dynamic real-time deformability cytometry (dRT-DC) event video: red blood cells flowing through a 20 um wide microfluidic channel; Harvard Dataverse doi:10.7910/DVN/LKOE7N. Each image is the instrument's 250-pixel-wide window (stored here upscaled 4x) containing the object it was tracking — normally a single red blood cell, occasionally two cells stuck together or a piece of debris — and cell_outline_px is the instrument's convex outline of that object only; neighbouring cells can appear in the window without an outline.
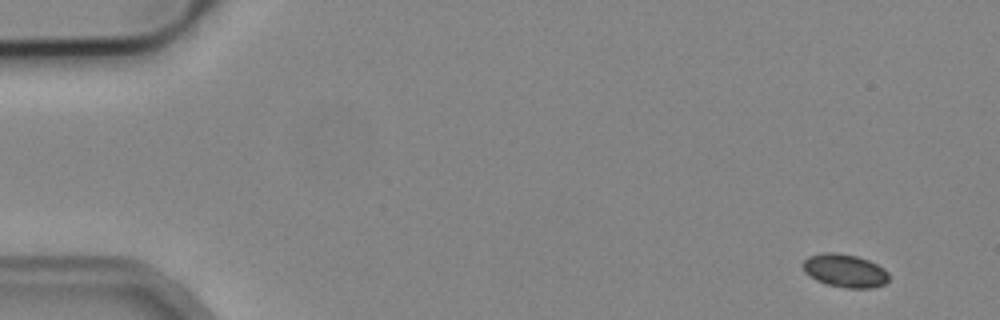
{"species": "common noctule bat (a hibernating species)", "species_latin": "Nyctalus noctula", "temperature_condition": "cold", "stored_images_in_passage": 9, "camera_frame_rate_fps": 3000, "um_per_image_px": 0.085, "animal": {"sex": "male", "body_mass_g": 19.2, "forearm_length_mm": 51.8}, "frame": {"image": 1, "passage_image": 1, "time_ms": 0.0, "image_size_px": [1000, 320], "cell_outline_px": [[888, 280], [884, 284], [872, 288], [844, 288], [828, 284], [816, 280], [804, 272], [804, 260], [808, 256], [820, 252], [836, 252], [856, 256], [868, 260], [884, 268], [888, 272]], "centroid_in_image_um": [71.81, 23.0], "position_along_channel_um": 13.2, "area_um2": 16.65}}
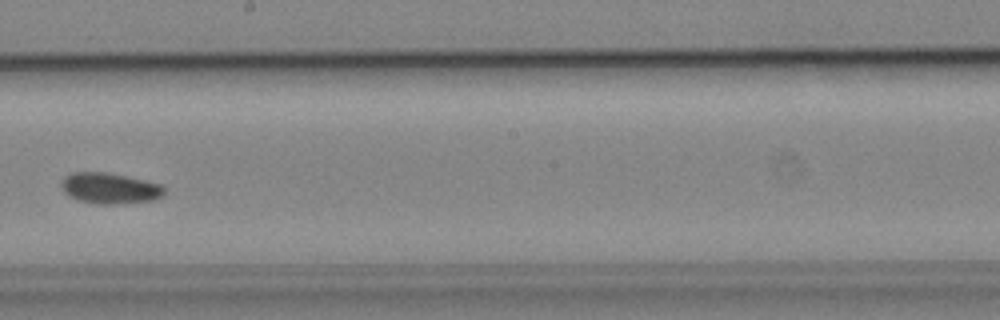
{"frame": {"image": 2, "passage_image": 9, "time_ms": 9.333, "image_size_px": [1000, 320], "cell_outline_px": [[164, 196], [156, 200], [112, 204], [100, 204], [76, 200], [64, 192], [60, 184], [64, 176], [72, 172], [108, 172], [144, 180], [160, 184], [164, 188]], "centroid_in_image_um": [9.32, 16.0], "position_along_channel_um": 238.9, "area_um2": 18.61}}